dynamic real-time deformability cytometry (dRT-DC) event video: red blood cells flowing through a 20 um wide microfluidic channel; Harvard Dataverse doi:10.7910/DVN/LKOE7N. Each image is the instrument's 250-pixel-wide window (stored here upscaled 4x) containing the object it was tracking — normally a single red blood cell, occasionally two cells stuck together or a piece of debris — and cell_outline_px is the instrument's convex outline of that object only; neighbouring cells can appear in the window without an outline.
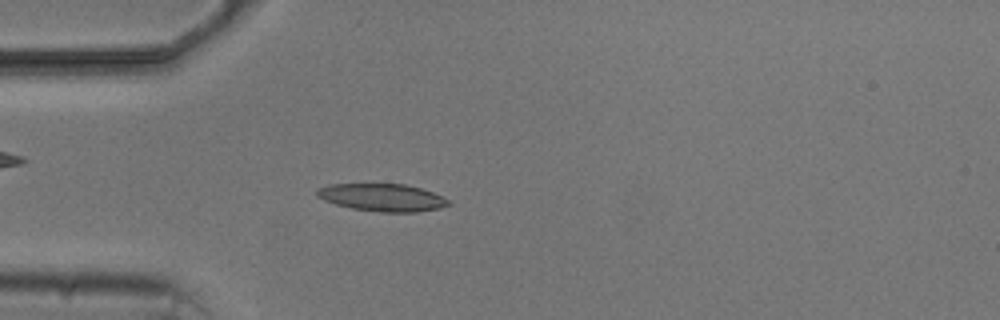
{"species": "common noctule bat (a hibernating species)", "species_latin": "Nyctalus noctula", "temperature_condition": "cold", "stored_images_in_passage": 6, "camera_frame_rate_fps": 3000, "um_per_image_px": 0.085, "animal": {"sex": "male", "body_mass_g": 20.5, "forearm_length_mm": 52.5}, "frame": {"image": 1, "passage_image": 6, "time_ms": 6.0, "image_size_px": [1000, 320], "cell_outline_px": [[452, 204], [440, 208], [416, 212], [380, 212], [352, 208], [336, 204], [324, 200], [316, 196], [316, 188], [328, 184], [404, 184], [420, 188], [432, 192], [448, 200]], "centroid_in_image_um": [32.46, 16.78], "position_along_channel_um": 52.5, "area_um2": 21.04}}